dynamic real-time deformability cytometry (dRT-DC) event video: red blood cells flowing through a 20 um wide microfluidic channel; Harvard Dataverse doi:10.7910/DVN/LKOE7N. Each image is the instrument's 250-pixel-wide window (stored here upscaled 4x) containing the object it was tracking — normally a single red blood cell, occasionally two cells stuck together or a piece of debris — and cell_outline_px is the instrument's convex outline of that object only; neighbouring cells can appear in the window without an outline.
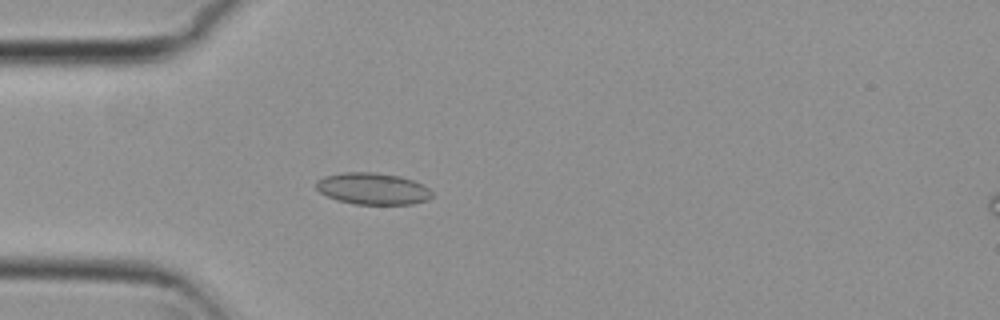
{"species": "common noctule bat (a hibernating species)", "species_latin": "Nyctalus noctula", "temperature_condition": "cold", "stored_images_in_passage": 5, "camera_frame_rate_fps": 3000, "um_per_image_px": 0.085, "animal": {"sex": "female", "body_mass_g": 29.2, "forearm_length_mm": 56.3}, "frame": {"image": 1, "passage_image": 5, "time_ms": 1.333, "image_size_px": [1000, 320], "cell_outline_px": [[432, 196], [428, 200], [412, 204], [352, 204], [336, 200], [320, 192], [316, 188], [316, 180], [324, 176], [344, 172], [376, 172], [400, 176], [424, 184], [432, 192]], "centroid_in_image_um": [31.68, 16.03], "position_along_channel_um": 53.3, "area_um2": 21.56}}